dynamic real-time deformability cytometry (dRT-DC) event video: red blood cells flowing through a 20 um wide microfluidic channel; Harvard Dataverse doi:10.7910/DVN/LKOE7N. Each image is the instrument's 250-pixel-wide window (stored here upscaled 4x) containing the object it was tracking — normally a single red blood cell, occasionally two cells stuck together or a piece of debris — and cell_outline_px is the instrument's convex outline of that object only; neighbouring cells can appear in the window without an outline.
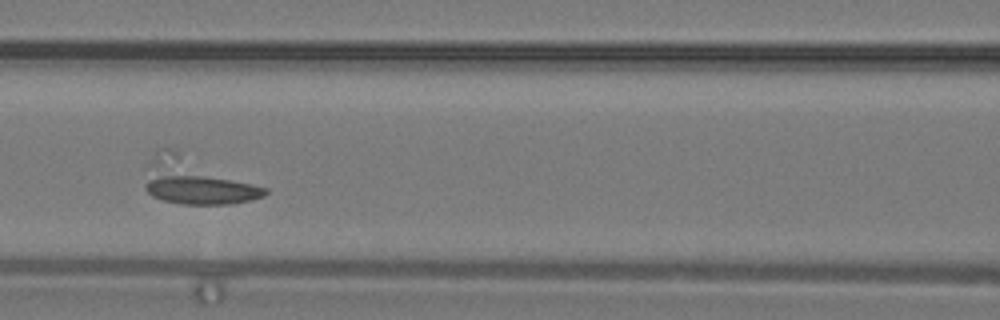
{"species": "common noctule bat (a hibernating species)", "species_latin": "Nyctalus noctula", "temperature_condition": "warm", "stored_images_in_passage": 31, "segment_of_instrument_passage": [1, 2], "camera_frame_rate_fps": 3000, "um_per_image_px": 0.085, "animal": {"sex": "male", "body_mass_g": 19.2, "forearm_length_mm": 51.8}, "frame": {"image": 1, "passage_image": 10, "time_ms": 3.0, "image_size_px": [1000, 320], "cell_outline_px": [[268, 192], [264, 196], [232, 204], [180, 204], [164, 200], [152, 196], [144, 188], [144, 184], [148, 164], [156, 152], [160, 148], [172, 148], [268, 188]], "centroid_in_image_um": [16.66, 15.39], "position_along_channel_um": 149.9, "area_um2": 32.25}}
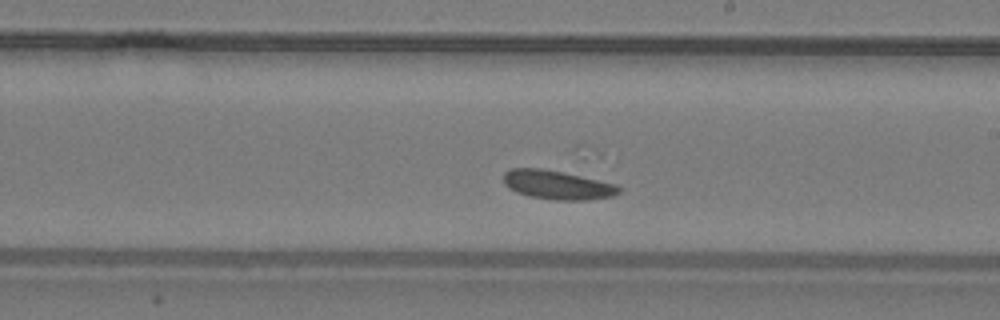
{"frame": {"image": 2, "passage_image": 15, "time_ms": 4.667, "image_size_px": [1000, 320], "cell_outline_px": [[620, 192], [612, 196], [588, 200], [556, 200], [532, 196], [516, 192], [508, 188], [504, 184], [504, 172], [512, 168], [540, 168], [564, 172], [616, 184], [620, 188]], "centroid_in_image_um": [47.36, 15.71], "position_along_channel_um": 241.6, "area_um2": 19.36}}
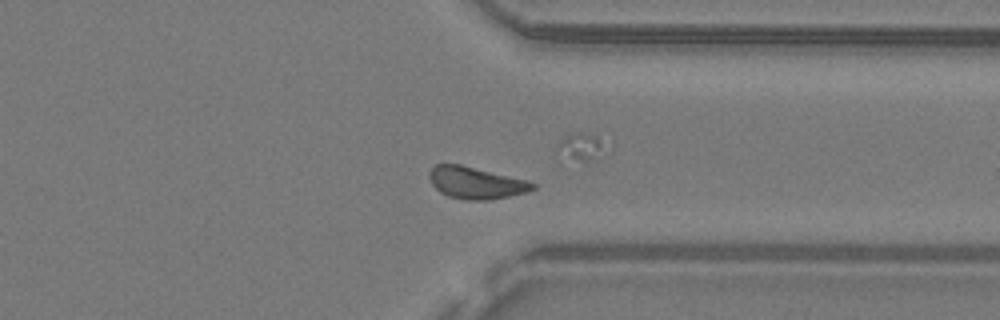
{"frame": {"image": 3, "passage_image": 22, "time_ms": 7.0, "image_size_px": [1000, 320], "cell_outline_px": [[536, 188], [524, 192], [492, 200], [468, 200], [448, 196], [440, 192], [432, 184], [428, 176], [428, 172], [436, 164], [460, 164], [528, 180], [536, 184]], "centroid_in_image_um": [40.44, 15.53], "position_along_channel_um": 371.0, "area_um2": 19.19}}